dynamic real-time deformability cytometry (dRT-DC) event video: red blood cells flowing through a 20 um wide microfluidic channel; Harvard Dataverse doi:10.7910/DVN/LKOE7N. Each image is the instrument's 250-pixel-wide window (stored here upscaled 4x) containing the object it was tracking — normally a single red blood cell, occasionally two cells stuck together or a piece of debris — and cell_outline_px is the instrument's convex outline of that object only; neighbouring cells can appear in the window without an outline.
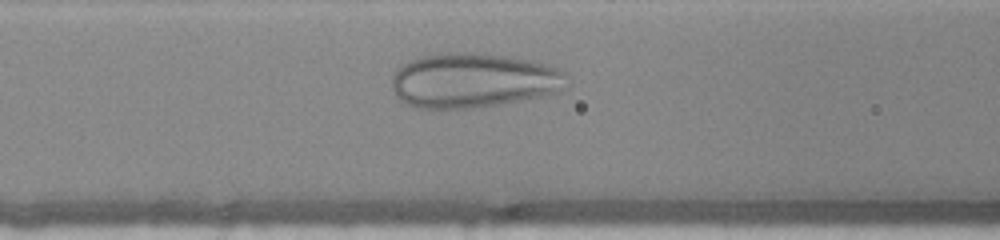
{"species": "human", "species_latin": "Homo sapiens", "temperature_condition": "warm", "stored_images_in_passage": 26, "camera_frame_rate_fps": 3000, "um_per_image_px": 0.085, "donor": {"sex": "female"}, "frame": {"image": 1, "passage_image": 8, "time_ms": 2.333, "image_size_px": [1000, 240], "cell_outline_px": [[568, 76], [556, 92], [540, 96], [496, 104], [472, 108], [420, 108], [408, 104], [400, 100], [396, 96], [392, 88], [392, 76], [396, 68], [408, 60], [420, 56], [444, 52], [476, 52], [508, 56], [548, 64], [564, 72]], "centroid_in_image_um": [40.15, 6.81], "position_along_channel_um": 126.5, "area_um2": 55.6}}